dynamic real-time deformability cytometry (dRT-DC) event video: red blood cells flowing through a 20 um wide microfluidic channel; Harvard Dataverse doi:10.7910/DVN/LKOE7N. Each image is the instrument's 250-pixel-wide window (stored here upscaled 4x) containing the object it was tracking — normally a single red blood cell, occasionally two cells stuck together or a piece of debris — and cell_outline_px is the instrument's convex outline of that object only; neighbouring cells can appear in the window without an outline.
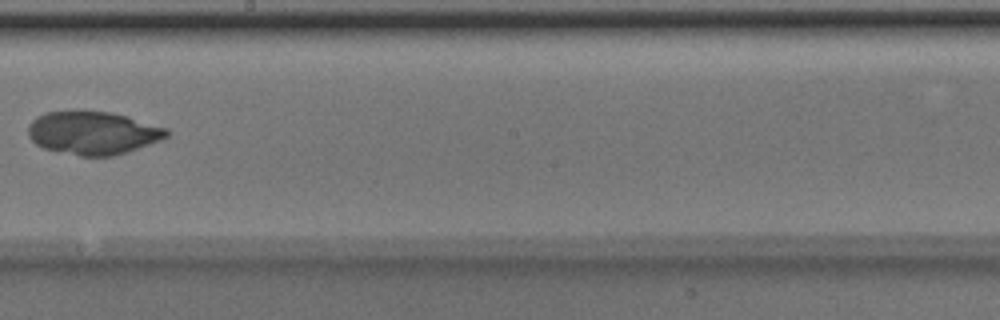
{"species": "Egyptian fruit bat (a non-hibernating species)", "species_latin": "Rousettus aegyptiacus", "temperature_condition": "room temperature", "stored_images_in_passage": 8, "camera_frame_rate_fps": 3000, "um_per_image_px": 0.085, "animal": {"sex": "male"}, "frame": {"image": 1, "passage_image": 8, "time_ms": 2.333, "image_size_px": [1000, 320], "cell_outline_px": [[168, 136], [160, 140], [112, 156], [80, 156], [44, 148], [36, 144], [28, 136], [28, 124], [36, 116], [44, 112], [72, 108], [84, 108], [112, 112], [128, 116], [168, 128]], "centroid_in_image_um": [7.84, 11.23], "position_along_channel_um": 240.4, "area_um2": 35.6}}